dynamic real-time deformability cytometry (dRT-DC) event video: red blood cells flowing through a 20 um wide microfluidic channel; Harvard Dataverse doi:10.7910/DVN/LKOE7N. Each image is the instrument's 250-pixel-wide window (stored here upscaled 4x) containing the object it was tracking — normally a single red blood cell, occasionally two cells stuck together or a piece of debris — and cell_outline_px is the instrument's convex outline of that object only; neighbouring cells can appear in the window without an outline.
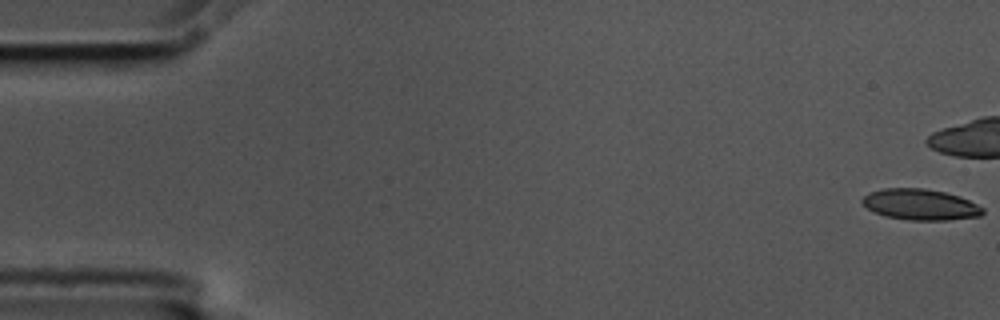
{"species": "common noctule bat (a hibernating species)", "species_latin": "Nyctalus noctula", "temperature_condition": "cold", "stored_images_in_passage": 10, "camera_frame_rate_fps": 3000, "um_per_image_px": 0.085, "animal": {"sex": "male", "body_mass_g": 17.5, "forearm_length_mm": 52.3}, "frame": {"image": 1, "passage_image": 1, "time_ms": 0.0, "image_size_px": [1000, 320], "cell_outline_px": [[984, 212], [980, 216], [948, 220], [908, 220], [884, 216], [868, 208], [860, 200], [868, 192], [884, 188], [924, 188], [944, 192], [960, 196], [984, 208]], "centroid_in_image_um": [78.22, 17.38], "position_along_channel_um": 6.8, "area_um2": 21.73}}